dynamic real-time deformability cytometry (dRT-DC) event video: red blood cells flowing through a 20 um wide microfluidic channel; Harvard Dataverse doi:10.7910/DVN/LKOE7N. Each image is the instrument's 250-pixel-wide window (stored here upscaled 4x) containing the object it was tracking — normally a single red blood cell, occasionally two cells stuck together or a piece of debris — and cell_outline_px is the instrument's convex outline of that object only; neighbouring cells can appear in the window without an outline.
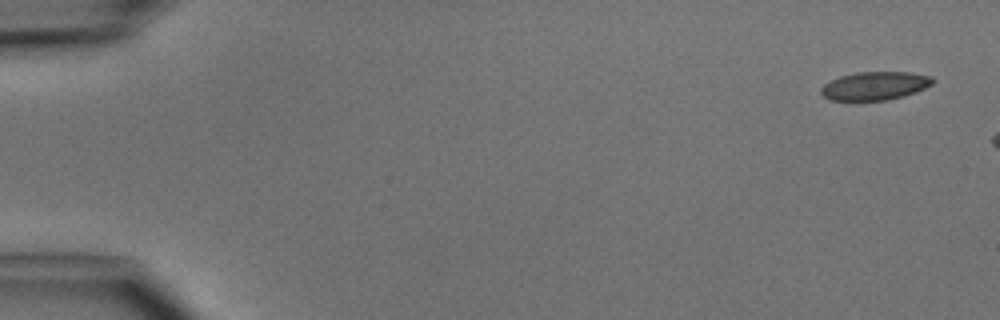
{"species": "common noctule bat (a hibernating species)", "species_latin": "Nyctalus noctula", "temperature_condition": "cold", "stored_images_in_passage": 3, "camera_frame_rate_fps": 3000, "um_per_image_px": 0.085, "animal": {"sex": "male", "body_mass_g": 15.6}, "frame": {"image": 1, "passage_image": 1, "time_ms": 0.0, "image_size_px": [1000, 320], "cell_outline_px": [[936, 80], [932, 84], [916, 92], [904, 96], [888, 100], [832, 100], [824, 96], [820, 92], [820, 88], [824, 84], [840, 76], [856, 72], [908, 72], [932, 76]], "centroid_in_image_um": [74.39, 7.29], "position_along_channel_um": 10.6, "area_um2": 18.44}}